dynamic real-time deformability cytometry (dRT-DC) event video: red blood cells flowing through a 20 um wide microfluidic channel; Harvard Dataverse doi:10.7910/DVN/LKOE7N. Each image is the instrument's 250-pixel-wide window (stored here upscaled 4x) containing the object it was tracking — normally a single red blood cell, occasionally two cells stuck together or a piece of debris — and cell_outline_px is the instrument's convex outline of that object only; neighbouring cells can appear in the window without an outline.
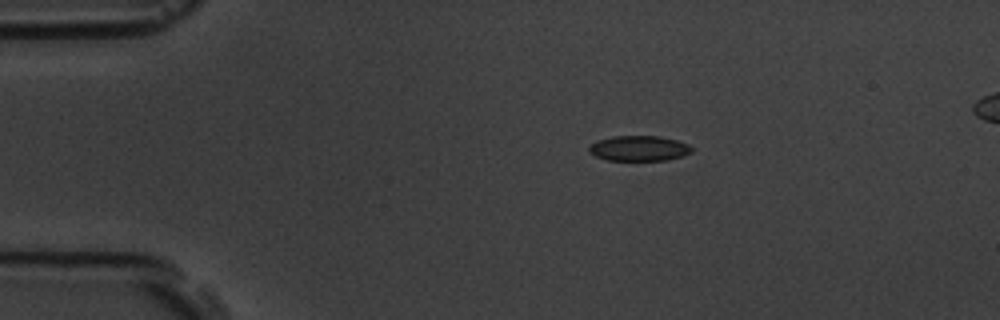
{"species": "common noctule bat (a hibernating species)", "species_latin": "Nyctalus noctula", "temperature_condition": "room temperature", "stored_images_in_passage": 47, "segment_of_instrument_passage": [1, 2], "camera_frame_rate_fps": 3000, "um_per_image_px": 0.085, "animal": {"sex": "male", "body_mass_g": 19.5, "forearm_length_mm": 54.6}, "frame": {"image": 1, "passage_image": 1, "time_ms": 0.0, "image_size_px": [1000, 320], "cell_outline_px": [[692, 152], [668, 160], [608, 160], [596, 156], [588, 152], [588, 148], [596, 140], [612, 136], [660, 136], [676, 140], [688, 144], [692, 148]], "centroid_in_image_um": [54.29, 12.6], "position_along_channel_um": 30.7, "area_um2": 15.09}}
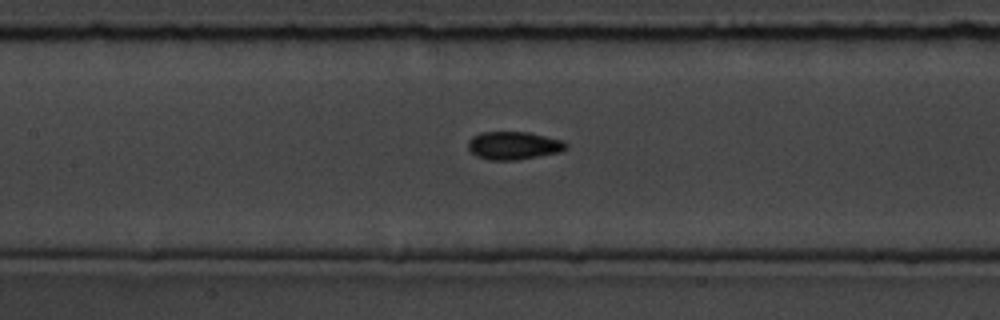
{"frame": {"image": 2, "passage_image": 16, "time_ms": 5.0, "image_size_px": [1000, 320], "cell_outline_px": [[568, 148], [560, 152], [516, 160], [488, 160], [476, 156], [468, 148], [468, 140], [472, 136], [480, 132], [528, 132], [560, 140], [568, 144]], "centroid_in_image_um": [43.63, 12.37], "position_along_channel_um": 163.8, "area_um2": 15.95}}
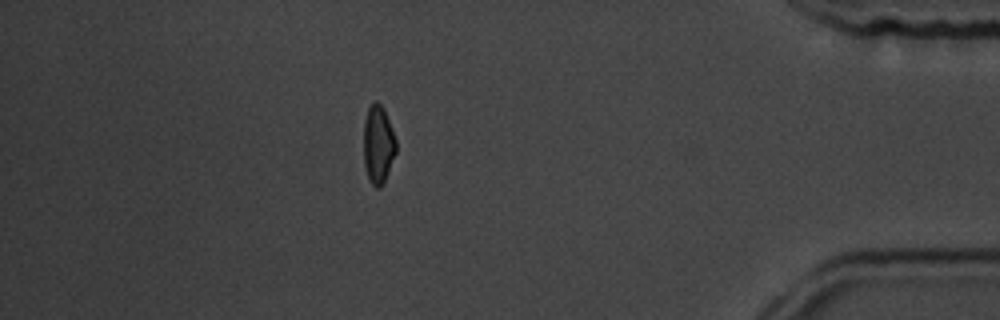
{"frame": {"image": 3, "passage_image": 39, "time_ms": 12.667, "image_size_px": [1000, 320], "cell_outline_px": [[396, 152], [388, 172], [380, 188], [376, 188], [372, 184], [368, 176], [364, 164], [364, 120], [368, 108], [376, 100], [384, 108], [392, 128], [396, 140]], "centroid_in_image_um": [32.15, 12.25], "position_along_channel_um": 403.1, "area_um2": 14.68}}